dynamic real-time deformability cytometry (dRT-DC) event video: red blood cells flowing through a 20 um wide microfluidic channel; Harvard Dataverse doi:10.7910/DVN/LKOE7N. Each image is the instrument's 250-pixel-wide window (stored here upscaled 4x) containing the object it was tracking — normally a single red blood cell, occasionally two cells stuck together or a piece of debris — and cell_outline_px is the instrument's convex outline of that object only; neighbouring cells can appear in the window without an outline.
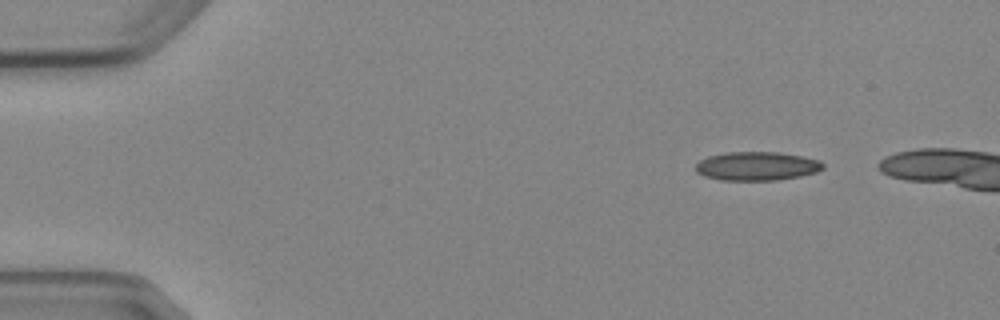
{"species": "Egyptian fruit bat (a non-hibernating species)", "species_latin": "Rousettus aegyptiacus", "temperature_condition": "cold", "stored_images_in_passage": 7, "camera_frame_rate_fps": 3000, "um_per_image_px": 0.085, "animal": {"sex": "female"}, "frame": {"image": 1, "passage_image": 1, "time_ms": 0.0, "image_size_px": [1000, 320], "cell_outline_px": [[824, 168], [816, 172], [800, 176], [776, 180], [720, 180], [704, 176], [696, 172], [696, 164], [700, 160], [708, 156], [728, 152], [780, 152], [820, 160], [824, 164]], "centroid_in_image_um": [64.33, 14.12], "position_along_channel_um": 20.7, "area_um2": 21.33}}
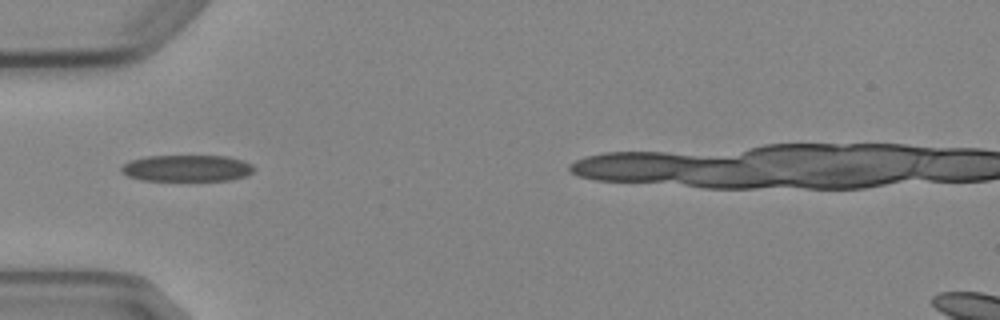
{"frame": {"image": 2, "passage_image": 4, "time_ms": 3.667, "image_size_px": [1000, 320], "cell_outline_px": [[256, 168], [252, 172], [244, 176], [228, 180], [140, 180], [128, 176], [120, 172], [120, 168], [128, 160], [144, 156], [228, 156], [244, 160], [252, 164]], "centroid_in_image_um": [15.86, 14.28], "position_along_channel_um": 69.1, "area_um2": 20.63}}
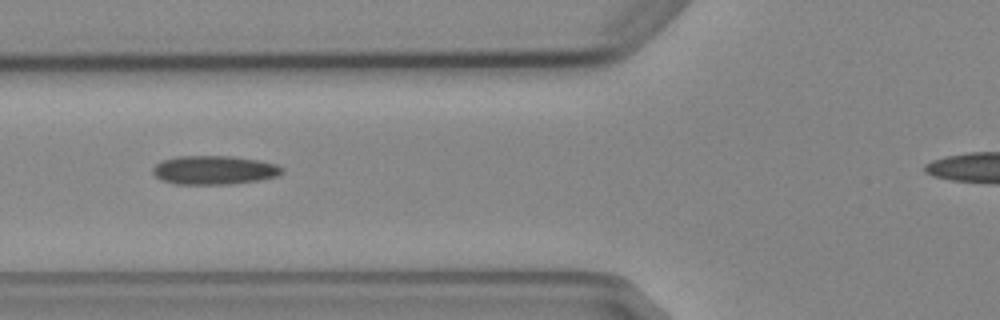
{"frame": {"image": 3, "passage_image": 5, "time_ms": 4.667, "image_size_px": [1000, 320], "cell_outline_px": [[284, 172], [276, 176], [260, 180], [232, 184], [176, 184], [160, 180], [152, 172], [152, 168], [160, 160], [176, 156], [232, 156], [256, 160], [276, 164], [284, 168]], "centroid_in_image_um": [18.18, 14.45], "position_along_channel_um": 107.6, "area_um2": 21.85}}